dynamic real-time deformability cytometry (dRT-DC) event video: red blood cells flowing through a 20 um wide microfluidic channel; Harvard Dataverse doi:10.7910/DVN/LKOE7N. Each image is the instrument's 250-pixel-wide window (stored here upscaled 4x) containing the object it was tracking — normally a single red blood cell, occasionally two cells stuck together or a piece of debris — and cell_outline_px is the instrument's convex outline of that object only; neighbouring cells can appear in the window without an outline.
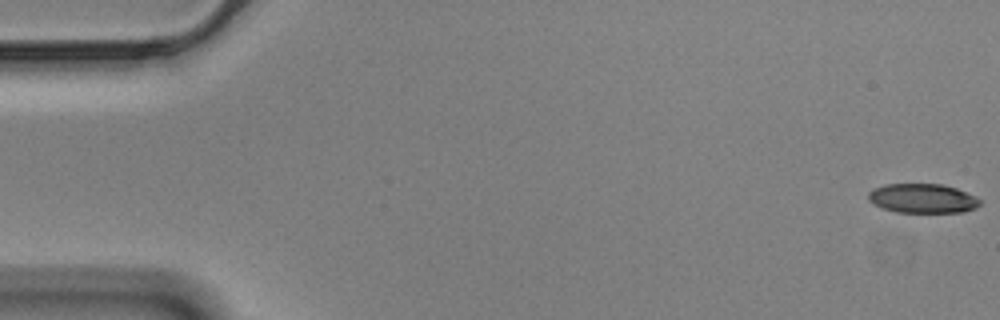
{"species": "Egyptian fruit bat (a non-hibernating species)", "species_latin": "Rousettus aegyptiacus", "temperature_condition": "cold", "stored_images_in_passage": 57, "camera_frame_rate_fps": 3000, "um_per_image_px": 0.085, "animal": {"sex": "male"}, "frame": {"image": 1, "passage_image": 1, "time_ms": 0.0, "image_size_px": [1000, 320], "cell_outline_px": [[980, 204], [976, 208], [964, 212], [896, 212], [880, 208], [868, 200], [868, 192], [872, 188], [884, 184], [940, 184], [956, 188], [976, 196], [980, 200]], "centroid_in_image_um": [78.39, 16.86], "position_along_channel_um": 6.6, "area_um2": 19.25}}
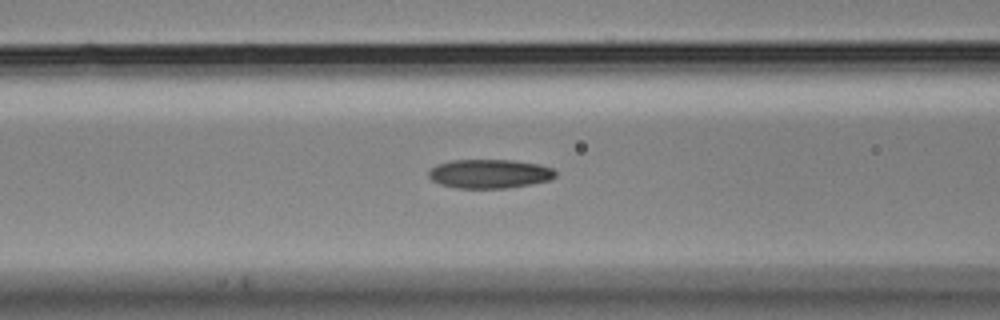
{"frame": {"image": 2, "passage_image": 23, "time_ms": 7.333, "image_size_px": [1000, 320], "cell_outline_px": [[556, 176], [552, 180], [532, 184], [508, 188], [456, 188], [440, 184], [432, 180], [428, 176], [428, 172], [436, 164], [452, 160], [512, 160], [540, 164], [552, 168], [556, 172]], "centroid_in_image_um": [41.63, 14.77], "position_along_channel_um": 125.0, "area_um2": 21.62}}
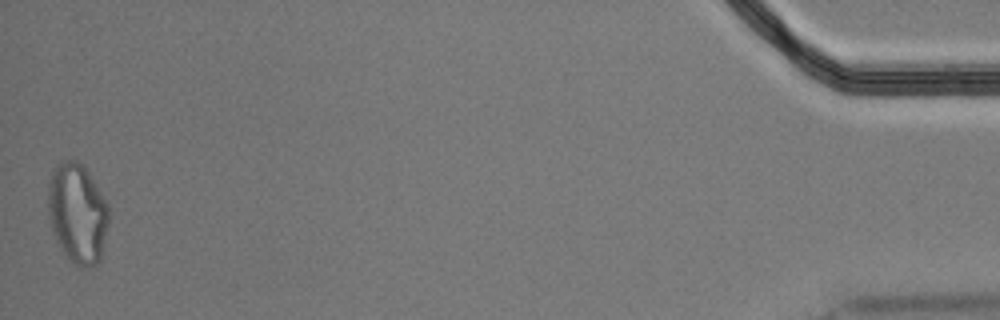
{"frame": {"image": 3, "passage_image": 57, "time_ms": 18.667, "image_size_px": [1000, 320], "cell_outline_px": [[108, 220], [100, 260], [96, 264], [80, 268], [68, 260], [56, 240], [48, 216], [48, 184], [52, 172], [56, 164], [60, 160], [76, 160], [84, 164], [108, 204]], "centroid_in_image_um": [6.56, 18.1], "position_along_channel_um": 428.6, "area_um2": 35.49}, "authors_computed_cell_mechanics": {"area_um2": 21.5016, "velocity_mm_per_s": 3.5001, "shape_relaxation_time_tau1_ms": 5.6417, "shape_relaxation_time_tau2_ms": 3.4909, "deformation_change_tau1": 0.1781, "deformation_change_tau2": 0.1015}}